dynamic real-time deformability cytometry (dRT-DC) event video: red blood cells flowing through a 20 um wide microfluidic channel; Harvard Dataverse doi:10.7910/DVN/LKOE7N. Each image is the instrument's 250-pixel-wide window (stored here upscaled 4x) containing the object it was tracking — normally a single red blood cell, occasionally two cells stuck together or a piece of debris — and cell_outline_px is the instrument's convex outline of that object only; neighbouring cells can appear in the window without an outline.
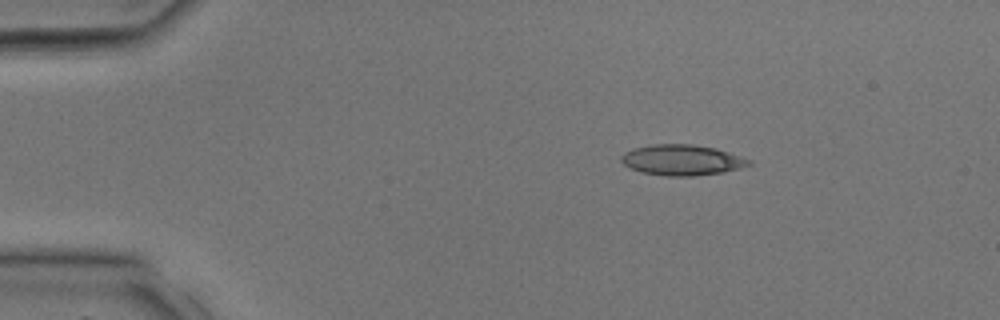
{"species": "common noctule bat (a hibernating species)", "species_latin": "Nyctalus noctula", "temperature_condition": "room temperature", "stored_images_in_passage": 28, "camera_frame_rate_fps": 3000, "um_per_image_px": 0.085, "animal": {"sex": "male", "body_mass_g": 17.9, "forearm_length_mm": 54.2}, "frame": {"image": 1, "passage_image": 1, "time_ms": 0.0, "image_size_px": [1000, 320], "cell_outline_px": [[752, 164], [740, 168], [724, 172], [696, 176], [668, 176], [640, 172], [624, 164], [620, 160], [620, 156], [624, 152], [632, 148], [652, 144], [692, 144], [716, 148], [752, 160]], "centroid_in_image_um": [57.96, 13.6], "position_along_channel_um": 27.0, "area_um2": 22.95}}
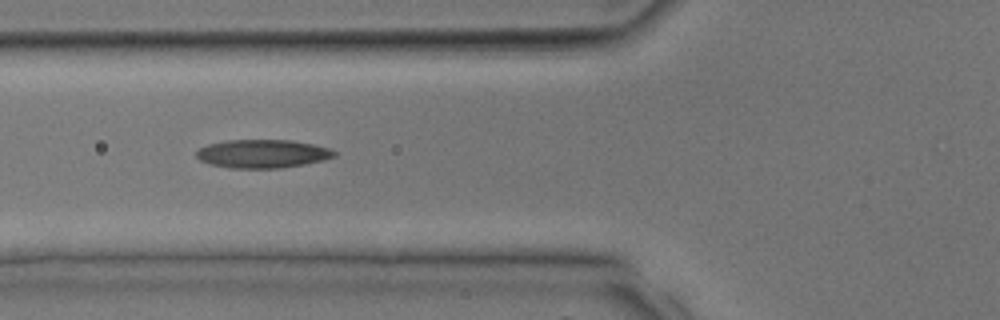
{"frame": {"image": 2, "passage_image": 8, "time_ms": 2.333, "image_size_px": [1000, 320], "cell_outline_px": [[336, 156], [324, 160], [304, 164], [280, 168], [232, 168], [212, 164], [200, 160], [196, 156], [196, 152], [200, 148], [208, 144], [228, 140], [292, 140], [312, 144], [328, 148], [336, 152]], "centroid_in_image_um": [22.33, 13.06], "position_along_channel_um": 103.5, "area_um2": 22.66}}
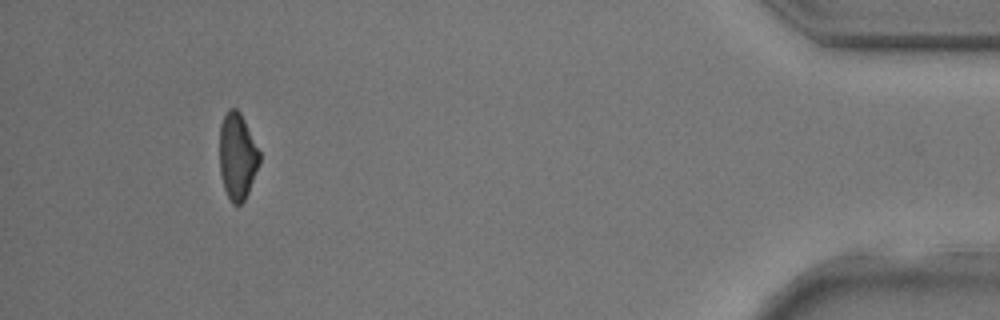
{"frame": {"image": 3, "passage_image": 26, "time_ms": 8.333, "image_size_px": [1000, 320], "cell_outline_px": [[260, 160], [248, 192], [244, 200], [240, 204], [232, 204], [224, 188], [220, 172], [220, 124], [228, 108], [236, 108], [240, 112], [260, 152]], "centroid_in_image_um": [20.16, 13.27], "position_along_channel_um": 415.0, "area_um2": 19.88}}